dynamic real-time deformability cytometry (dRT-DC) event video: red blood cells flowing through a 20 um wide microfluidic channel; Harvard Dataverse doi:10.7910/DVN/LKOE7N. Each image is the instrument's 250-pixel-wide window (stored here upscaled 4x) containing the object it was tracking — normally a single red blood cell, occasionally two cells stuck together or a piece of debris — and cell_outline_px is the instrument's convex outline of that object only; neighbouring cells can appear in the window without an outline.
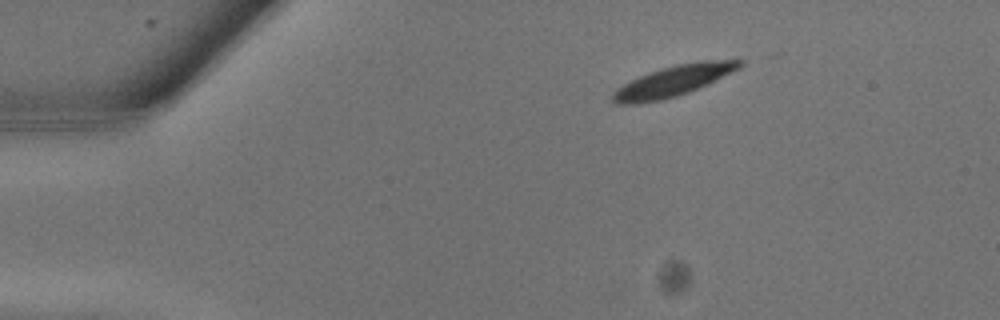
{"species": "common noctule bat (a hibernating species)", "species_latin": "Nyctalus noctula", "temperature_condition": "warm", "stored_images_in_passage": 14, "camera_frame_rate_fps": 3000, "um_per_image_px": 0.085, "animal": {"sex": "male", "body_mass_g": 13.3}, "frame": {"image": 1, "passage_image": 2, "time_ms": 0.333, "image_size_px": [1000, 320], "cell_outline_px": [[744, 64], [740, 68], [708, 84], [688, 92], [676, 96], [660, 100], [636, 104], [616, 104], [612, 100], [612, 92], [616, 88], [648, 72], [660, 68], [676, 64], [700, 60], [744, 60]], "centroid_in_image_um": [57.23, 6.87], "position_along_channel_um": 27.8, "area_um2": 22.72}}
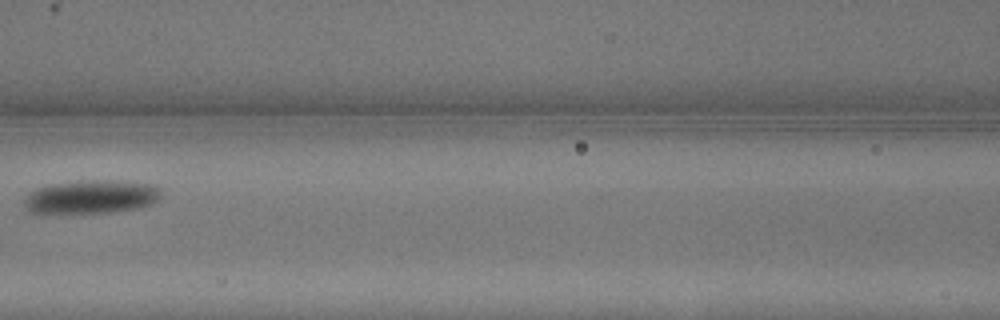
{"frame": {"image": 2, "passage_image": 10, "time_ms": 3.0, "image_size_px": [1000, 320], "cell_outline_px": [[160, 196], [152, 204], [140, 208], [112, 212], [28, 212], [24, 204], [24, 200], [28, 192], [36, 188], [48, 184], [80, 180], [116, 180], [152, 184], [160, 188]], "centroid_in_image_um": [7.75, 16.71], "position_along_channel_um": 158.8, "area_um2": 26.82}}
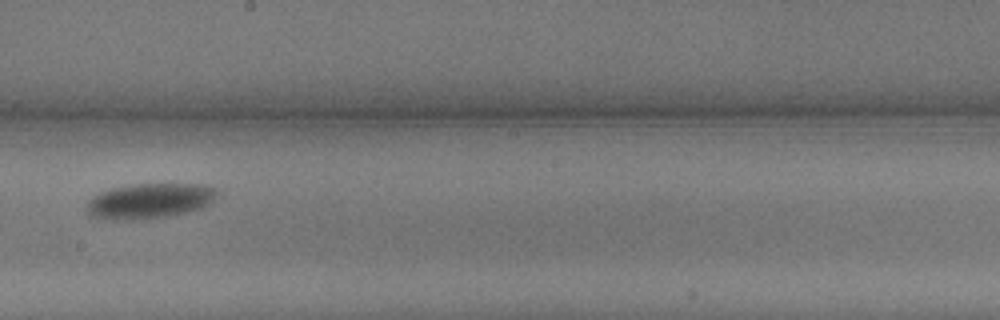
{"frame": {"image": 3, "passage_image": 13, "time_ms": 4.0, "image_size_px": [1000, 320], "cell_outline_px": [[220, 196], [204, 208], [188, 212], [168, 216], [140, 220], [116, 220], [92, 216], [84, 208], [88, 200], [92, 196], [100, 192], [112, 188], [128, 184], [204, 184], [216, 188]], "centroid_in_image_um": [12.75, 17.07], "position_along_channel_um": 235.4, "area_um2": 27.34}}